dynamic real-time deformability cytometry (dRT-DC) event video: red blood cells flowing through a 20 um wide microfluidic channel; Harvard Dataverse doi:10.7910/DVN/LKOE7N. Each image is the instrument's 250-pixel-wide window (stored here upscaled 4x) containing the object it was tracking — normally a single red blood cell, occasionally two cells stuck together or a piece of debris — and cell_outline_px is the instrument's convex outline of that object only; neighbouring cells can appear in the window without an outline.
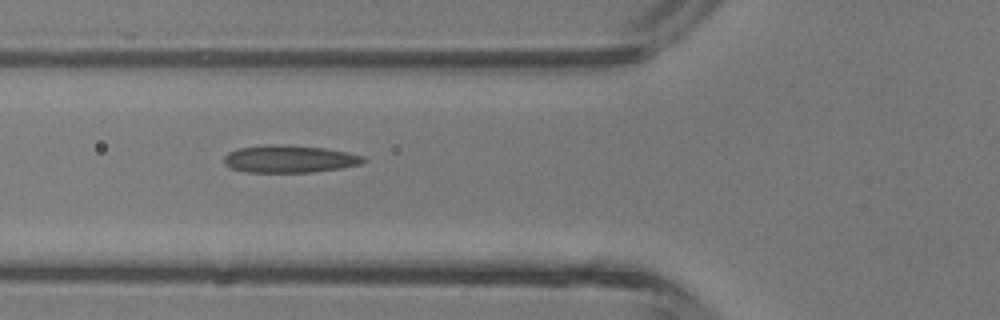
{"species": "common noctule bat (a hibernating species)", "species_latin": "Nyctalus noctula", "temperature_condition": "room temperature", "stored_images_in_passage": 5, "camera_frame_rate_fps": 3000, "um_per_image_px": 0.085, "animal": {"sex": "male", "body_mass_g": 13.3}, "frame": {"image": 1, "passage_image": 5, "time_ms": 4.667, "image_size_px": [1000, 320], "cell_outline_px": [[368, 160], [360, 164], [340, 168], [312, 172], [244, 172], [232, 168], [224, 164], [224, 156], [228, 152], [240, 148], [272, 144], [288, 144], [324, 148], [364, 156]], "centroid_in_image_um": [24.59, 13.51], "position_along_channel_um": 101.2, "area_um2": 22.25}}